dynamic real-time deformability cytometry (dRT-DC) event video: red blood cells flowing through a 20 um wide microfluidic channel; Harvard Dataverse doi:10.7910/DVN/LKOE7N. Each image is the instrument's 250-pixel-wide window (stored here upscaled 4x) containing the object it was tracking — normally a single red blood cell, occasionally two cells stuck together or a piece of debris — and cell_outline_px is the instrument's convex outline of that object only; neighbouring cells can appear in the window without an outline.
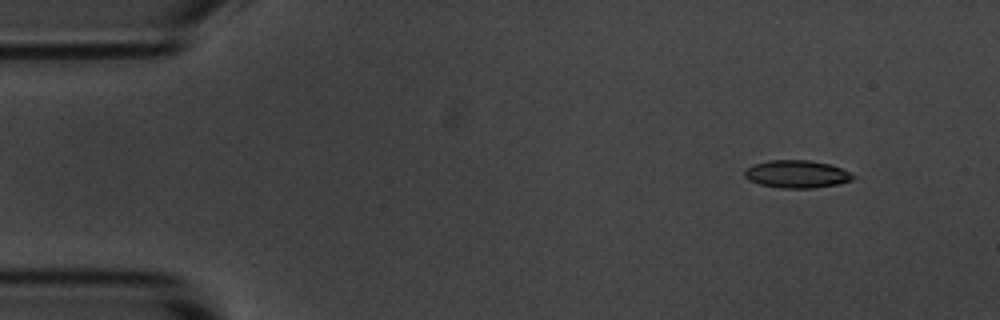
{"species": "common noctule bat (a hibernating species)", "species_latin": "Nyctalus noctula", "temperature_condition": "room temperature", "stored_images_in_passage": 4, "camera_frame_rate_fps": 3000, "um_per_image_px": 0.085, "animal": {"sex": "male", "body_mass_g": 20.1, "forearm_length_mm": 53.5}, "frame": {"image": 1, "passage_image": 1, "time_ms": 0.0, "image_size_px": [1000, 320], "cell_outline_px": [[856, 176], [852, 180], [836, 184], [812, 188], [780, 188], [760, 184], [748, 180], [744, 176], [744, 168], [752, 164], [768, 160], [808, 160], [828, 164], [840, 168]], "centroid_in_image_um": [67.65, 14.79], "position_along_channel_um": 17.3, "area_um2": 17.46}}
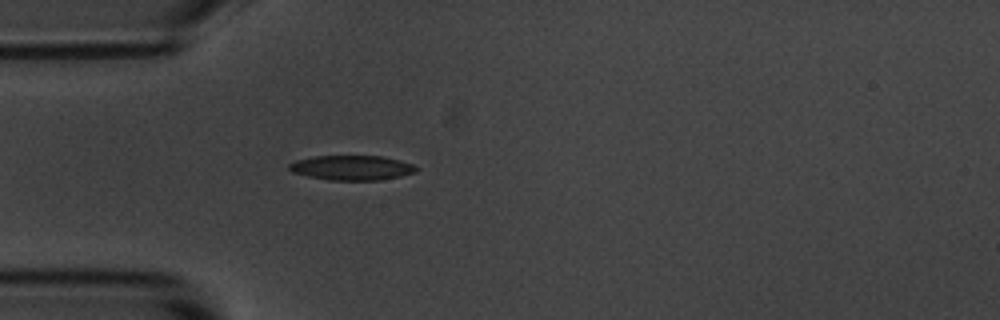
{"frame": {"image": 2, "passage_image": 4, "time_ms": 3.333, "image_size_px": [1000, 320], "cell_outline_px": [[420, 168], [416, 172], [400, 176], [380, 180], [328, 180], [308, 176], [292, 172], [288, 168], [288, 164], [296, 160], [312, 156], [384, 156], [400, 160], [412, 164]], "centroid_in_image_um": [29.91, 14.25], "position_along_channel_um": 55.1, "area_um2": 18.44}}